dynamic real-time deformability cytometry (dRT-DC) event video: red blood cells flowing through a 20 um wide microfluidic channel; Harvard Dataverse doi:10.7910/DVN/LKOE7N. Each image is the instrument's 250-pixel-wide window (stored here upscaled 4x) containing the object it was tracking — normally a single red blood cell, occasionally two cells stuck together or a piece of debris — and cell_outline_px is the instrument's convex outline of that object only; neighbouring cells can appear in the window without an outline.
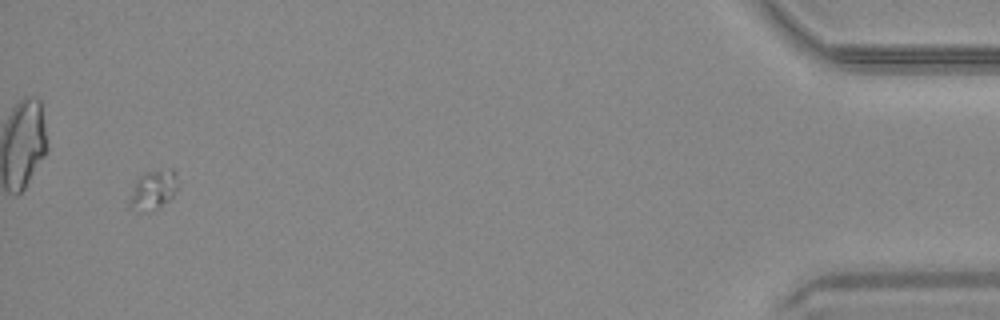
{"species": "common noctule bat (a hibernating species)", "species_latin": "Nyctalus noctula", "temperature_condition": "warm", "stored_images_in_passage": 40, "camera_frame_rate_fps": 3000, "um_per_image_px": 0.085, "animal": {"sex": "male", "body_mass_g": 20.4}, "frame": {"image": 1, "passage_image": 38, "time_ms": 12.333, "image_size_px": [1000, 320], "cell_outline_px": [[180, 188], [168, 200], [156, 208], [140, 212], [136, 212], [128, 208], [128, 200], [136, 180], [140, 176], [148, 172], [172, 168], [176, 172], [180, 184]], "centroid_in_image_um": [13.04, 16.14], "position_along_channel_um": 422.2, "area_um2": 11.33}}